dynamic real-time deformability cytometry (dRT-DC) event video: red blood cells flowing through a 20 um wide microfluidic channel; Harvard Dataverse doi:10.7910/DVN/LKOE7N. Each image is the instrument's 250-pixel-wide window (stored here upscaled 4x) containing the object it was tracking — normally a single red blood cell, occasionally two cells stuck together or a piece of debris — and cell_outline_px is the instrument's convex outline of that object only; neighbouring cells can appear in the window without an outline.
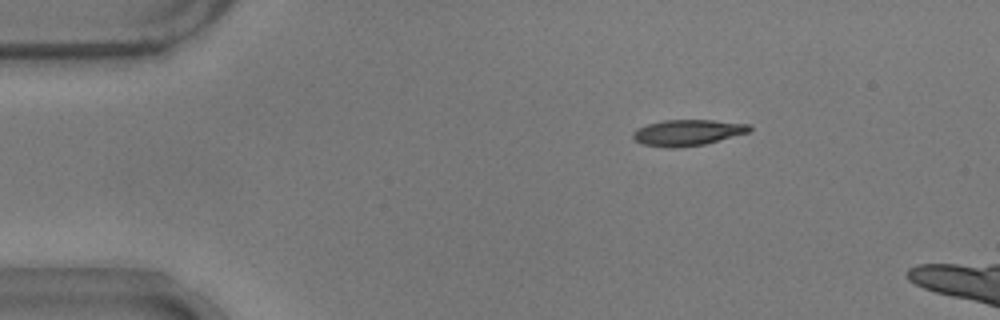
{"species": "common noctule bat (a hibernating species)", "species_latin": "Nyctalus noctula", "temperature_condition": "warm", "stored_images_in_passage": 6, "camera_frame_rate_fps": 3000, "um_per_image_px": 0.085, "animal": {"sex": "male", "body_mass_g": 17.9}, "frame": {"image": 1, "passage_image": 1, "time_ms": 0.0, "image_size_px": [1000, 320], "cell_outline_px": [[752, 128], [748, 132], [704, 144], [672, 148], [644, 144], [636, 140], [632, 136], [632, 132], [636, 128], [648, 124], [664, 120], [712, 120], [748, 124]], "centroid_in_image_um": [58.41, 11.26], "position_along_channel_um": 26.6, "area_um2": 17.34}}